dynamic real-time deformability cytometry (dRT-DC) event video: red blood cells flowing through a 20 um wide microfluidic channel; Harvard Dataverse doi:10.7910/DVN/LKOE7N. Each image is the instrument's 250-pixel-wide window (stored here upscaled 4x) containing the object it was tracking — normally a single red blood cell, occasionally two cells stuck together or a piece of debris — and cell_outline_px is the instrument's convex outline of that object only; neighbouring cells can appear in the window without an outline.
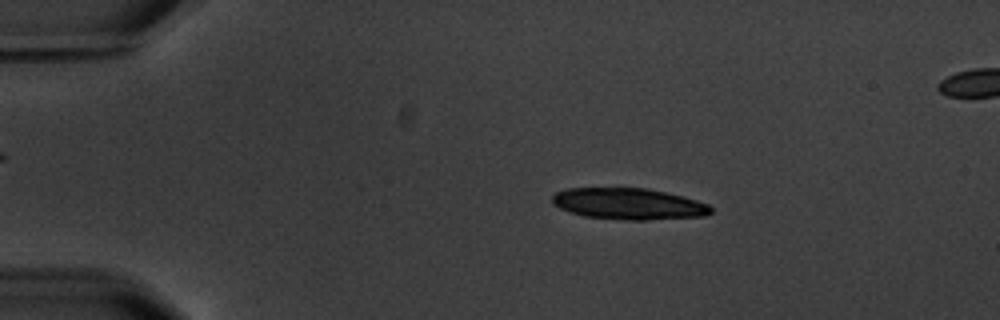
{"species": "common noctule bat (a hibernating species)", "species_latin": "Nyctalus noctula", "temperature_condition": "warm", "stored_images_in_passage": 4, "camera_frame_rate_fps": 3000, "um_per_image_px": 0.085, "animal": {"sex": "male", "body_mass_g": 20.1, "forearm_length_mm": 53.5}, "frame": {"image": 1, "passage_image": 1, "time_ms": 0.0, "image_size_px": [1000, 320], "cell_outline_px": [[712, 212], [704, 216], [644, 220], [628, 220], [584, 216], [560, 208], [552, 204], [552, 196], [556, 192], [568, 188], [648, 188], [684, 196], [708, 204], [712, 208]], "centroid_in_image_um": [53.44, 17.32], "position_along_channel_um": 31.6, "area_um2": 28.96}}